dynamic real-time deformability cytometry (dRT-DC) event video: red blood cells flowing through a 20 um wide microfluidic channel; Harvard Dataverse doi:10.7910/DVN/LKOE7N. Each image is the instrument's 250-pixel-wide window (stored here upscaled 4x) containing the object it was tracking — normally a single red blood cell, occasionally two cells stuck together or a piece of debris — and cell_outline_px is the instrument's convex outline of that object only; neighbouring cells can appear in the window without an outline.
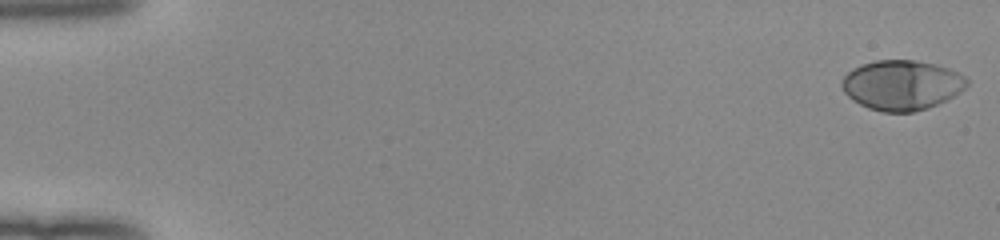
{"species": "human", "species_latin": "Homo sapiens", "temperature_condition": "room temperature", "stored_images_in_passage": 52, "camera_frame_rate_fps": 3000, "um_per_image_px": 0.085, "donor": {"sex": "female"}, "frame": {"image": 1, "passage_image": 1, "time_ms": 0.0, "image_size_px": [1000, 240], "cell_outline_px": [[968, 84], [960, 92], [948, 100], [928, 108], [912, 112], [884, 112], [868, 108], [852, 100], [844, 92], [840, 84], [844, 76], [852, 68], [860, 64], [876, 60], [916, 60], [936, 64], [960, 72], [968, 80]], "centroid_in_image_um": [76.65, 7.23], "position_along_channel_um": 8.3, "area_um2": 36.7}}
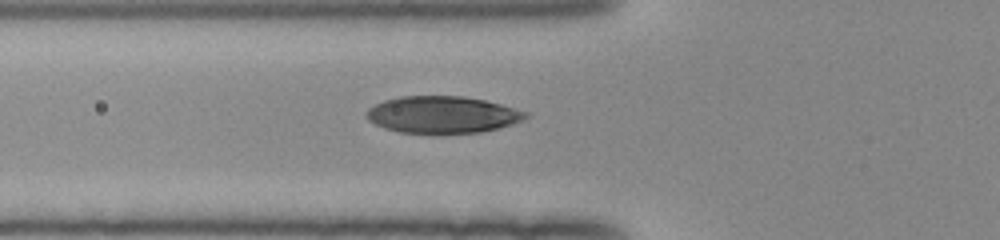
{"frame": {"image": 2, "passage_image": 20, "time_ms": 6.333, "image_size_px": [1000, 240], "cell_outline_px": [[528, 116], [524, 120], [512, 124], [480, 132], [400, 132], [384, 128], [368, 120], [364, 116], [364, 112], [368, 108], [384, 100], [400, 96], [464, 96], [484, 100], [500, 104], [528, 112]], "centroid_in_image_um": [37.57, 9.72], "position_along_channel_um": 88.2, "area_um2": 33.93}}
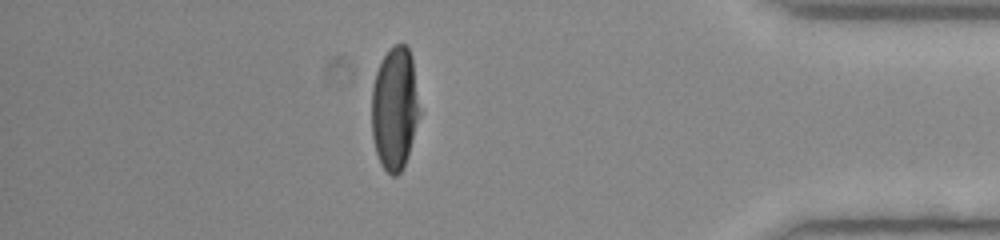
{"frame": {"image": 3, "passage_image": 46, "time_ms": 15.0, "image_size_px": [1000, 240], "cell_outline_px": [[420, 116], [408, 156], [400, 172], [396, 176], [392, 176], [380, 164], [376, 152], [372, 136], [372, 84], [380, 60], [396, 44], [404, 44], [408, 48], [412, 56], [420, 112]], "centroid_in_image_um": [33.55, 9.23], "position_along_channel_um": 401.7, "area_um2": 34.45}, "authors_computed_cell_mechanics": {"area_um2": 35.4603, "velocity_mm_per_s": 3.9903, "shape_relaxation_time_tau1_ms": 3.5268, "shape_relaxation_time_tau2_ms": null, "deformation_change_tau1": 0.2257, "deformation_change_tau2": null}}